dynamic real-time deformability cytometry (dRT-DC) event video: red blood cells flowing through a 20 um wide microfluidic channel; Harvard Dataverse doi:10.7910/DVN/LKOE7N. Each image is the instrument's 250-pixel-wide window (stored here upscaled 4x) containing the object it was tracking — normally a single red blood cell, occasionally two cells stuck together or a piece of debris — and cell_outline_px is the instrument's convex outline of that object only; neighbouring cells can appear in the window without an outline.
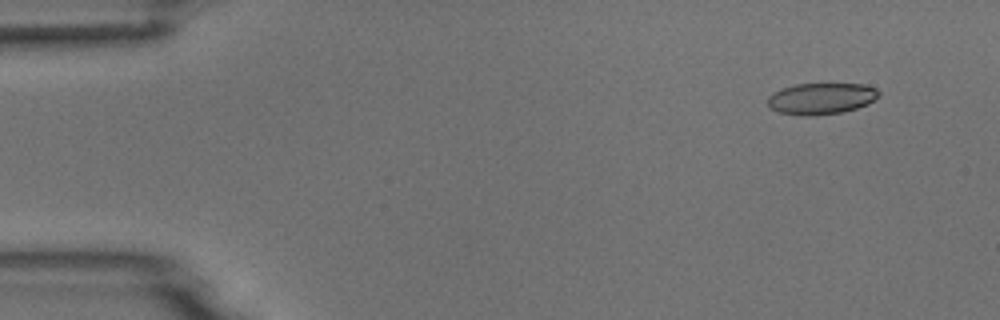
{"species": "common noctule bat (a hibernating species)", "species_latin": "Nyctalus noctula", "temperature_condition": "room temperature", "stored_images_in_passage": 6, "camera_frame_rate_fps": 3000, "um_per_image_px": 0.085, "animal": {"sex": "male", "body_mass_g": 18.8}, "frame": {"image": 1, "passage_image": 2, "time_ms": 1.333, "image_size_px": [1000, 320], "cell_outline_px": [[880, 96], [868, 104], [856, 108], [840, 112], [812, 116], [804, 116], [780, 112], [772, 108], [768, 104], [768, 96], [772, 92], [780, 88], [796, 84], [864, 84], [876, 88], [880, 92]], "centroid_in_image_um": [69.81, 8.37], "position_along_channel_um": 15.2, "area_um2": 20.35}}
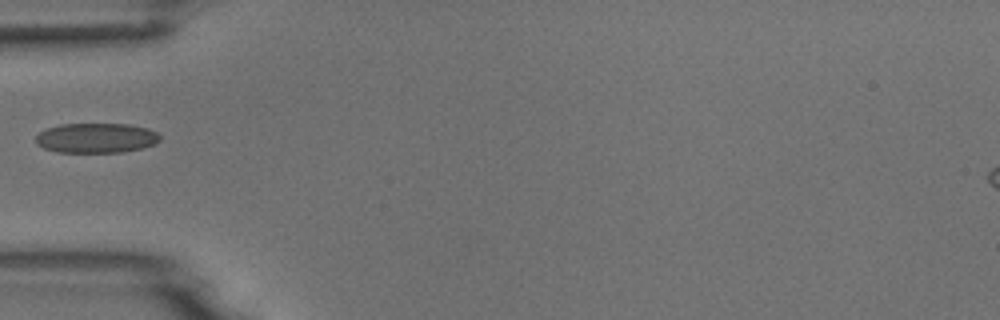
{"frame": {"image": 2, "passage_image": 5, "time_ms": 5.667, "image_size_px": [1000, 320], "cell_outline_px": [[160, 140], [156, 144], [140, 148], [120, 152], [56, 152], [44, 148], [36, 144], [36, 136], [40, 132], [48, 128], [60, 124], [128, 124], [148, 128], [156, 132], [160, 136]], "centroid_in_image_um": [8.18, 11.73], "position_along_channel_um": 76.8, "area_um2": 21.56}}